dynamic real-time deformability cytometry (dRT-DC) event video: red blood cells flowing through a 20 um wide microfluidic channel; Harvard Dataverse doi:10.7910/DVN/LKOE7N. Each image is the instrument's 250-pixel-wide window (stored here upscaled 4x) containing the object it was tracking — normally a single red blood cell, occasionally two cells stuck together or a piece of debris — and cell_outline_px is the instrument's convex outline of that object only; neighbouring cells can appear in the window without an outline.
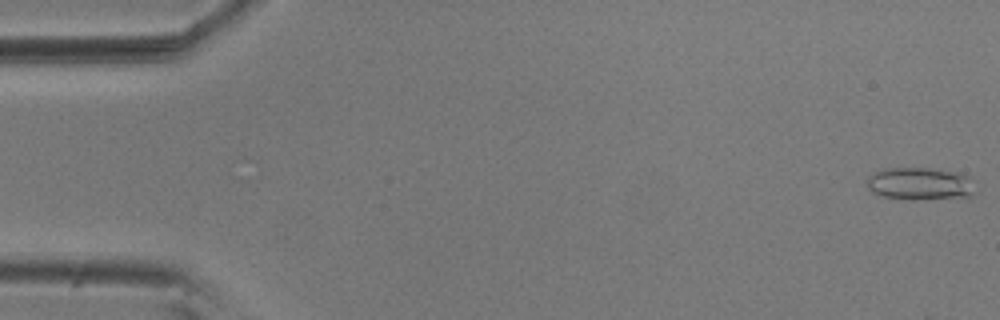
{"species": "common noctule bat (a hibernating species)", "species_latin": "Nyctalus noctula", "temperature_condition": "room temperature", "stored_images_in_passage": 22, "camera_frame_rate_fps": 3000, "um_per_image_px": 0.085, "animal": {"sex": "male", "body_mass_g": 20.5, "forearm_length_mm": 52.5}, "frame": {"image": 1, "passage_image": 1, "time_ms": 0.0, "image_size_px": [1000, 320], "cell_outline_px": [[976, 192], [972, 196], [916, 200], [884, 196], [872, 192], [868, 188], [868, 176], [872, 172], [884, 168], [928, 168], [960, 172], [972, 176], [976, 180]], "centroid_in_image_um": [78.3, 15.6], "position_along_channel_um": 6.7, "area_um2": 21.1}}
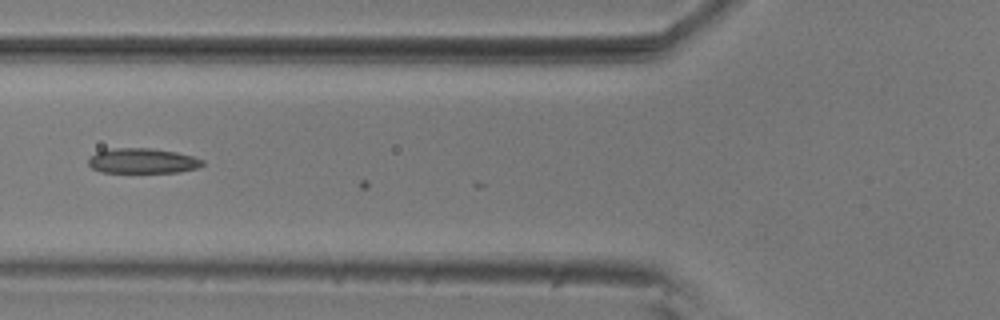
{"frame": {"image": 2, "passage_image": 21, "time_ms": 6.667, "image_size_px": [1000, 320], "cell_outline_px": [[204, 164], [196, 168], [180, 172], [100, 172], [92, 168], [88, 164], [88, 156], [96, 152], [112, 148], [152, 148], [176, 152], [192, 156], [204, 160]], "centroid_in_image_um": [12.08, 13.67], "position_along_channel_um": 113.7, "area_um2": 16.76}}